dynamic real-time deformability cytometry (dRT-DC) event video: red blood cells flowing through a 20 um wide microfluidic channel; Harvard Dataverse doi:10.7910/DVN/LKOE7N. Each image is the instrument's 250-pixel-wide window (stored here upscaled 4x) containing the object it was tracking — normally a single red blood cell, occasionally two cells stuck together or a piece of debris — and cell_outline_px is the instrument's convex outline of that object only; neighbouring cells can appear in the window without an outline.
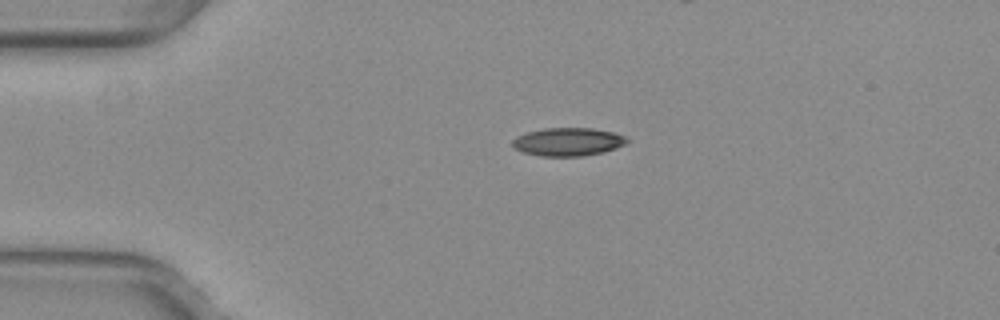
{"species": "common noctule bat (a hibernating species)", "species_latin": "Nyctalus noctula", "temperature_condition": "warm", "stored_images_in_passage": 19, "camera_frame_rate_fps": 3000, "um_per_image_px": 0.085, "animal": {"sex": "female", "body_mass_g": 29.2, "forearm_length_mm": 56.3}, "frame": {"image": 1, "passage_image": 1, "time_ms": 0.0, "image_size_px": [1000, 320], "cell_outline_px": [[628, 140], [624, 144], [616, 148], [604, 152], [580, 156], [540, 156], [524, 152], [516, 148], [512, 144], [512, 140], [516, 136], [528, 132], [544, 128], [592, 128], [612, 132], [624, 136]], "centroid_in_image_um": [48.26, 12.05], "position_along_channel_um": 36.7, "area_um2": 18.61}}
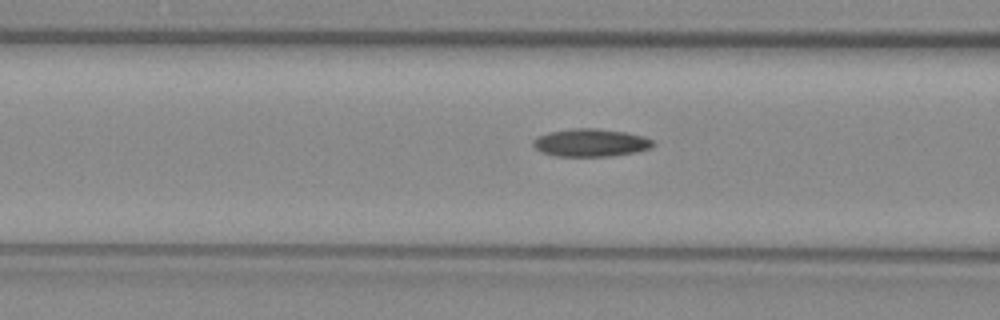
{"frame": {"image": 2, "passage_image": 10, "time_ms": 3.0, "image_size_px": [1000, 320], "cell_outline_px": [[656, 144], [652, 148], [636, 152], [612, 156], [556, 156], [540, 152], [532, 144], [532, 140], [536, 136], [548, 132], [572, 128], [596, 128], [628, 132], [644, 136], [652, 140]], "centroid_in_image_um": [50.21, 12.12], "position_along_channel_um": 116.4, "area_um2": 19.77}}
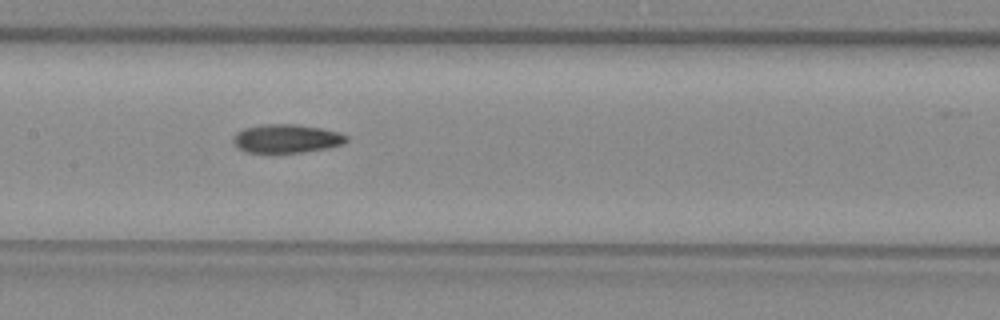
{"frame": {"image": 3, "passage_image": 15, "time_ms": 4.667, "image_size_px": [1000, 320], "cell_outline_px": [[348, 140], [344, 144], [328, 148], [304, 152], [244, 152], [236, 148], [232, 140], [232, 136], [236, 132], [244, 128], [264, 124], [296, 124], [320, 128], [340, 132], [348, 136]], "centroid_in_image_um": [24.34, 11.78], "position_along_channel_um": 183.1, "area_um2": 19.07}}